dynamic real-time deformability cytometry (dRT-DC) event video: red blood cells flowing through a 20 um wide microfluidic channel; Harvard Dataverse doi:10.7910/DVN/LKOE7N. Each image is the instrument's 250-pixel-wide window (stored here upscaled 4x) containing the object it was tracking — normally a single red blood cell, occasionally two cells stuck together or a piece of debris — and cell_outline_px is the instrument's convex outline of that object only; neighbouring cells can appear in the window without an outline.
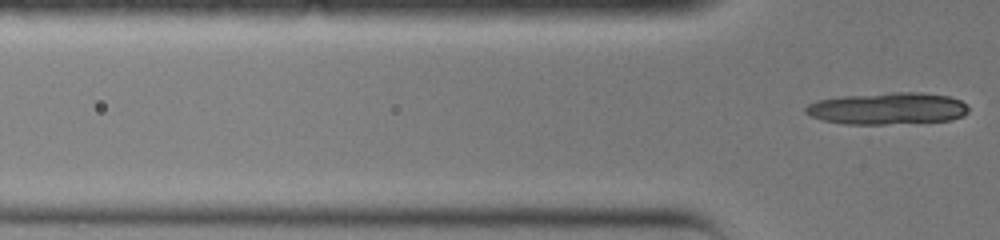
{"species": "common noctule bat (a hibernating species)", "species_latin": "Nyctalus noctula", "temperature_condition": "warm", "stored_images_in_passage": 2, "camera_frame_rate_fps": 3000, "um_per_image_px": 0.085, "animal": {"sex": "female", "body_mass_g": 19.0, "forearm_length_mm": 51.5}, "frame": {"image": 1, "passage_image": 2, "time_ms": 0.333, "image_size_px": [1000, 240], "cell_outline_px": [[968, 112], [964, 116], [952, 120], [884, 124], [844, 124], [824, 120], [812, 116], [804, 112], [804, 108], [808, 104], [820, 100], [844, 96], [896, 92], [920, 92], [948, 96], [960, 100], [968, 104]], "centroid_in_image_um": [75.49, 9.22], "position_along_channel_um": 50.3, "area_um2": 30.17}}